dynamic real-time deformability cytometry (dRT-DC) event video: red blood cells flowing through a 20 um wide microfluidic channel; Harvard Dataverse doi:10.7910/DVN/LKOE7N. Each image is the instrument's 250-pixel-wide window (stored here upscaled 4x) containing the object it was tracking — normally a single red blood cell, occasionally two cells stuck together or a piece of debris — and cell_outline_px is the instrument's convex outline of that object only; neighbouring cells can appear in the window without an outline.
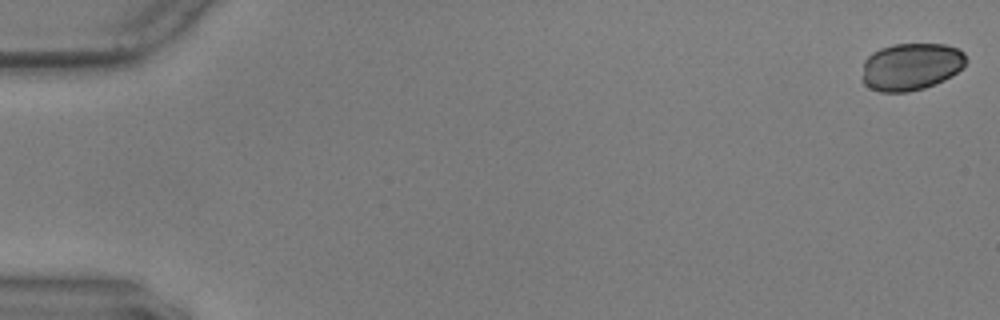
{"species": "common noctule bat (a hibernating species)", "species_latin": "Nyctalus noctula", "temperature_condition": "warm", "stored_images_in_passage": 27, "camera_frame_rate_fps": 3000, "um_per_image_px": 0.085, "animal": {"sex": "male", "body_mass_g": 17.9, "forearm_length_mm": 54.2}, "frame": {"image": 1, "passage_image": 1, "time_ms": 0.0, "image_size_px": [1000, 320], "cell_outline_px": [[968, 60], [964, 68], [944, 80], [924, 88], [908, 92], [880, 92], [864, 84], [864, 60], [872, 52], [880, 48], [892, 44], [944, 44], [956, 48], [964, 52]], "centroid_in_image_um": [77.48, 5.65], "position_along_channel_um": 7.5, "area_um2": 28.73}}
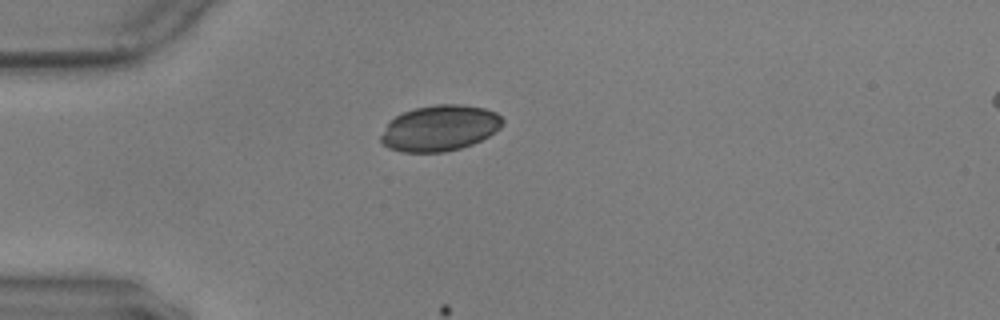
{"frame": {"image": 2, "passage_image": 16, "time_ms": 5.0, "image_size_px": [1000, 320], "cell_outline_px": [[504, 120], [500, 128], [488, 136], [472, 144], [460, 148], [444, 152], [400, 152], [388, 148], [380, 140], [380, 136], [388, 124], [396, 116], [404, 112], [416, 108], [436, 104], [460, 104], [484, 108], [496, 112]], "centroid_in_image_um": [37.39, 10.89], "position_along_channel_um": 47.6, "area_um2": 32.31}}
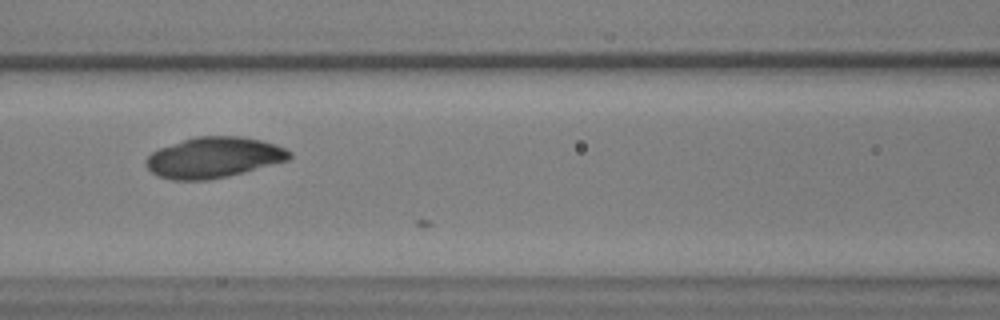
{"frame": {"image": 3, "passage_image": 26, "time_ms": 8.333, "image_size_px": [1000, 320], "cell_outline_px": [[292, 156], [288, 160], [244, 172], [228, 176], [208, 180], [172, 180], [156, 176], [144, 164], [144, 160], [152, 152], [160, 148], [196, 136], [240, 136], [260, 140], [284, 148], [292, 152]], "centroid_in_image_um": [18.14, 13.4], "position_along_channel_um": 148.5, "area_um2": 33.87}}